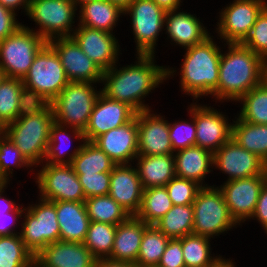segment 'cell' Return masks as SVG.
<instances>
[{"instance_id":"obj_56","label":"cell","mask_w":267,"mask_h":267,"mask_svg":"<svg viewBox=\"0 0 267 267\" xmlns=\"http://www.w3.org/2000/svg\"><path fill=\"white\" fill-rule=\"evenodd\" d=\"M125 10L133 0H108Z\"/></svg>"},{"instance_id":"obj_29","label":"cell","mask_w":267,"mask_h":267,"mask_svg":"<svg viewBox=\"0 0 267 267\" xmlns=\"http://www.w3.org/2000/svg\"><path fill=\"white\" fill-rule=\"evenodd\" d=\"M78 10L76 26H85L109 33L116 32L114 29L121 22L120 18L124 16V10L108 0H93L81 5Z\"/></svg>"},{"instance_id":"obj_11","label":"cell","mask_w":267,"mask_h":267,"mask_svg":"<svg viewBox=\"0 0 267 267\" xmlns=\"http://www.w3.org/2000/svg\"><path fill=\"white\" fill-rule=\"evenodd\" d=\"M42 166V167H41ZM39 167V171L38 168ZM35 183L38 196L47 201L85 202V194L71 164L36 166Z\"/></svg>"},{"instance_id":"obj_50","label":"cell","mask_w":267,"mask_h":267,"mask_svg":"<svg viewBox=\"0 0 267 267\" xmlns=\"http://www.w3.org/2000/svg\"><path fill=\"white\" fill-rule=\"evenodd\" d=\"M17 16L18 14L0 3V42L23 25L17 20Z\"/></svg>"},{"instance_id":"obj_44","label":"cell","mask_w":267,"mask_h":267,"mask_svg":"<svg viewBox=\"0 0 267 267\" xmlns=\"http://www.w3.org/2000/svg\"><path fill=\"white\" fill-rule=\"evenodd\" d=\"M188 115L190 116L189 120L179 119L169 122V138L174 152L195 146V121L191 114Z\"/></svg>"},{"instance_id":"obj_60","label":"cell","mask_w":267,"mask_h":267,"mask_svg":"<svg viewBox=\"0 0 267 267\" xmlns=\"http://www.w3.org/2000/svg\"><path fill=\"white\" fill-rule=\"evenodd\" d=\"M5 74L4 71L0 68V83L2 82V80L5 78Z\"/></svg>"},{"instance_id":"obj_53","label":"cell","mask_w":267,"mask_h":267,"mask_svg":"<svg viewBox=\"0 0 267 267\" xmlns=\"http://www.w3.org/2000/svg\"><path fill=\"white\" fill-rule=\"evenodd\" d=\"M95 267H136L135 264L112 260L110 258H99L96 261Z\"/></svg>"},{"instance_id":"obj_48","label":"cell","mask_w":267,"mask_h":267,"mask_svg":"<svg viewBox=\"0 0 267 267\" xmlns=\"http://www.w3.org/2000/svg\"><path fill=\"white\" fill-rule=\"evenodd\" d=\"M85 198L108 195L110 190V172L95 174H77Z\"/></svg>"},{"instance_id":"obj_12","label":"cell","mask_w":267,"mask_h":267,"mask_svg":"<svg viewBox=\"0 0 267 267\" xmlns=\"http://www.w3.org/2000/svg\"><path fill=\"white\" fill-rule=\"evenodd\" d=\"M22 82L52 102L70 81L58 54L47 42L35 56Z\"/></svg>"},{"instance_id":"obj_7","label":"cell","mask_w":267,"mask_h":267,"mask_svg":"<svg viewBox=\"0 0 267 267\" xmlns=\"http://www.w3.org/2000/svg\"><path fill=\"white\" fill-rule=\"evenodd\" d=\"M55 122L52 108L35 116L17 118L5 126L4 134L34 166L43 163L50 129Z\"/></svg>"},{"instance_id":"obj_57","label":"cell","mask_w":267,"mask_h":267,"mask_svg":"<svg viewBox=\"0 0 267 267\" xmlns=\"http://www.w3.org/2000/svg\"><path fill=\"white\" fill-rule=\"evenodd\" d=\"M77 8H79L81 5L91 2L93 0H72Z\"/></svg>"},{"instance_id":"obj_6","label":"cell","mask_w":267,"mask_h":267,"mask_svg":"<svg viewBox=\"0 0 267 267\" xmlns=\"http://www.w3.org/2000/svg\"><path fill=\"white\" fill-rule=\"evenodd\" d=\"M194 224L192 234L212 240L240 227L231 217L222 191L216 184L202 187L193 202Z\"/></svg>"},{"instance_id":"obj_5","label":"cell","mask_w":267,"mask_h":267,"mask_svg":"<svg viewBox=\"0 0 267 267\" xmlns=\"http://www.w3.org/2000/svg\"><path fill=\"white\" fill-rule=\"evenodd\" d=\"M26 16L36 25L35 28L23 25L49 42L72 36L77 28L74 24L78 20V8L72 0H30Z\"/></svg>"},{"instance_id":"obj_32","label":"cell","mask_w":267,"mask_h":267,"mask_svg":"<svg viewBox=\"0 0 267 267\" xmlns=\"http://www.w3.org/2000/svg\"><path fill=\"white\" fill-rule=\"evenodd\" d=\"M186 267H212L223 255L212 254L211 238L189 234L179 239Z\"/></svg>"},{"instance_id":"obj_30","label":"cell","mask_w":267,"mask_h":267,"mask_svg":"<svg viewBox=\"0 0 267 267\" xmlns=\"http://www.w3.org/2000/svg\"><path fill=\"white\" fill-rule=\"evenodd\" d=\"M134 162L144 189L165 186L175 177L174 154L138 155Z\"/></svg>"},{"instance_id":"obj_16","label":"cell","mask_w":267,"mask_h":267,"mask_svg":"<svg viewBox=\"0 0 267 267\" xmlns=\"http://www.w3.org/2000/svg\"><path fill=\"white\" fill-rule=\"evenodd\" d=\"M213 169L225 174V181L266 175L265 162L232 138L213 154Z\"/></svg>"},{"instance_id":"obj_28","label":"cell","mask_w":267,"mask_h":267,"mask_svg":"<svg viewBox=\"0 0 267 267\" xmlns=\"http://www.w3.org/2000/svg\"><path fill=\"white\" fill-rule=\"evenodd\" d=\"M55 207L60 240L83 243L90 224L85 202L56 201Z\"/></svg>"},{"instance_id":"obj_9","label":"cell","mask_w":267,"mask_h":267,"mask_svg":"<svg viewBox=\"0 0 267 267\" xmlns=\"http://www.w3.org/2000/svg\"><path fill=\"white\" fill-rule=\"evenodd\" d=\"M165 14L153 0H133L124 10V17L130 16L136 55H156L159 35L164 33Z\"/></svg>"},{"instance_id":"obj_25","label":"cell","mask_w":267,"mask_h":267,"mask_svg":"<svg viewBox=\"0 0 267 267\" xmlns=\"http://www.w3.org/2000/svg\"><path fill=\"white\" fill-rule=\"evenodd\" d=\"M175 176L197 182L202 187L206 184L208 174L214 172L213 153L199 146L187 147L174 152Z\"/></svg>"},{"instance_id":"obj_47","label":"cell","mask_w":267,"mask_h":267,"mask_svg":"<svg viewBox=\"0 0 267 267\" xmlns=\"http://www.w3.org/2000/svg\"><path fill=\"white\" fill-rule=\"evenodd\" d=\"M241 44L251 49L263 60L267 58V6L260 13L250 33Z\"/></svg>"},{"instance_id":"obj_46","label":"cell","mask_w":267,"mask_h":267,"mask_svg":"<svg viewBox=\"0 0 267 267\" xmlns=\"http://www.w3.org/2000/svg\"><path fill=\"white\" fill-rule=\"evenodd\" d=\"M51 107V102L39 92L22 87L18 103L17 118H25L45 113Z\"/></svg>"},{"instance_id":"obj_61","label":"cell","mask_w":267,"mask_h":267,"mask_svg":"<svg viewBox=\"0 0 267 267\" xmlns=\"http://www.w3.org/2000/svg\"><path fill=\"white\" fill-rule=\"evenodd\" d=\"M265 174H266V177H267V163H265Z\"/></svg>"},{"instance_id":"obj_42","label":"cell","mask_w":267,"mask_h":267,"mask_svg":"<svg viewBox=\"0 0 267 267\" xmlns=\"http://www.w3.org/2000/svg\"><path fill=\"white\" fill-rule=\"evenodd\" d=\"M22 79L5 77L0 83V121L6 126L17 119Z\"/></svg>"},{"instance_id":"obj_2","label":"cell","mask_w":267,"mask_h":267,"mask_svg":"<svg viewBox=\"0 0 267 267\" xmlns=\"http://www.w3.org/2000/svg\"><path fill=\"white\" fill-rule=\"evenodd\" d=\"M214 39L215 37L211 35L202 43L184 49L185 54L179 69L166 65V81L174 78L176 73L180 75V91L191 96L192 101H199L206 96L212 97L213 101V91L219 81L221 46L224 45L223 42L217 45ZM176 68L181 70L177 72Z\"/></svg>"},{"instance_id":"obj_38","label":"cell","mask_w":267,"mask_h":267,"mask_svg":"<svg viewBox=\"0 0 267 267\" xmlns=\"http://www.w3.org/2000/svg\"><path fill=\"white\" fill-rule=\"evenodd\" d=\"M169 240L155 225H148L142 236L136 267H157Z\"/></svg>"},{"instance_id":"obj_15","label":"cell","mask_w":267,"mask_h":267,"mask_svg":"<svg viewBox=\"0 0 267 267\" xmlns=\"http://www.w3.org/2000/svg\"><path fill=\"white\" fill-rule=\"evenodd\" d=\"M267 182L266 175H257L231 181H224L218 188L222 191L229 213L241 227L250 221L263 185Z\"/></svg>"},{"instance_id":"obj_10","label":"cell","mask_w":267,"mask_h":267,"mask_svg":"<svg viewBox=\"0 0 267 267\" xmlns=\"http://www.w3.org/2000/svg\"><path fill=\"white\" fill-rule=\"evenodd\" d=\"M47 42L33 30L20 26L0 42V68L6 77L23 79L37 53Z\"/></svg>"},{"instance_id":"obj_39","label":"cell","mask_w":267,"mask_h":267,"mask_svg":"<svg viewBox=\"0 0 267 267\" xmlns=\"http://www.w3.org/2000/svg\"><path fill=\"white\" fill-rule=\"evenodd\" d=\"M0 267H35V256L19 234L0 236Z\"/></svg>"},{"instance_id":"obj_40","label":"cell","mask_w":267,"mask_h":267,"mask_svg":"<svg viewBox=\"0 0 267 267\" xmlns=\"http://www.w3.org/2000/svg\"><path fill=\"white\" fill-rule=\"evenodd\" d=\"M117 225L90 221L83 244L97 258H108L114 244Z\"/></svg>"},{"instance_id":"obj_49","label":"cell","mask_w":267,"mask_h":267,"mask_svg":"<svg viewBox=\"0 0 267 267\" xmlns=\"http://www.w3.org/2000/svg\"><path fill=\"white\" fill-rule=\"evenodd\" d=\"M157 267H186L179 239L169 240Z\"/></svg>"},{"instance_id":"obj_26","label":"cell","mask_w":267,"mask_h":267,"mask_svg":"<svg viewBox=\"0 0 267 267\" xmlns=\"http://www.w3.org/2000/svg\"><path fill=\"white\" fill-rule=\"evenodd\" d=\"M73 139H76L74 141L79 143L78 146H72L71 148L74 142L72 141ZM84 142L85 138L82 131L54 122L50 129L49 142L47 144L43 163L51 165L71 164ZM68 143L69 146H67ZM68 147L71 148V151Z\"/></svg>"},{"instance_id":"obj_23","label":"cell","mask_w":267,"mask_h":267,"mask_svg":"<svg viewBox=\"0 0 267 267\" xmlns=\"http://www.w3.org/2000/svg\"><path fill=\"white\" fill-rule=\"evenodd\" d=\"M143 191L144 188L134 164H119L110 172L109 195L129 215H136L139 212Z\"/></svg>"},{"instance_id":"obj_34","label":"cell","mask_w":267,"mask_h":267,"mask_svg":"<svg viewBox=\"0 0 267 267\" xmlns=\"http://www.w3.org/2000/svg\"><path fill=\"white\" fill-rule=\"evenodd\" d=\"M193 224V204H188L173 205L154 225L170 239H180L192 234Z\"/></svg>"},{"instance_id":"obj_37","label":"cell","mask_w":267,"mask_h":267,"mask_svg":"<svg viewBox=\"0 0 267 267\" xmlns=\"http://www.w3.org/2000/svg\"><path fill=\"white\" fill-rule=\"evenodd\" d=\"M85 206L90 221L118 225L130 216L109 194L87 198Z\"/></svg>"},{"instance_id":"obj_54","label":"cell","mask_w":267,"mask_h":267,"mask_svg":"<svg viewBox=\"0 0 267 267\" xmlns=\"http://www.w3.org/2000/svg\"><path fill=\"white\" fill-rule=\"evenodd\" d=\"M165 12L178 10L181 8L184 0H153Z\"/></svg>"},{"instance_id":"obj_3","label":"cell","mask_w":267,"mask_h":267,"mask_svg":"<svg viewBox=\"0 0 267 267\" xmlns=\"http://www.w3.org/2000/svg\"><path fill=\"white\" fill-rule=\"evenodd\" d=\"M224 46V47H223ZM222 48L219 63V81L213 91L218 104L237 102L264 80V60L241 43H227Z\"/></svg>"},{"instance_id":"obj_18","label":"cell","mask_w":267,"mask_h":267,"mask_svg":"<svg viewBox=\"0 0 267 267\" xmlns=\"http://www.w3.org/2000/svg\"><path fill=\"white\" fill-rule=\"evenodd\" d=\"M58 54L70 82H102L103 71L79 47L72 37L55 38L48 42Z\"/></svg>"},{"instance_id":"obj_59","label":"cell","mask_w":267,"mask_h":267,"mask_svg":"<svg viewBox=\"0 0 267 267\" xmlns=\"http://www.w3.org/2000/svg\"><path fill=\"white\" fill-rule=\"evenodd\" d=\"M5 132V126L0 121V136L3 135Z\"/></svg>"},{"instance_id":"obj_1","label":"cell","mask_w":267,"mask_h":267,"mask_svg":"<svg viewBox=\"0 0 267 267\" xmlns=\"http://www.w3.org/2000/svg\"><path fill=\"white\" fill-rule=\"evenodd\" d=\"M136 61L120 66V62L103 71L101 92L108 98L131 106L136 112L152 109L146 104L156 88L166 82V66L156 64V55L135 54ZM120 66V67H119ZM104 85V86H103ZM145 98V99H144ZM144 99V100H143Z\"/></svg>"},{"instance_id":"obj_55","label":"cell","mask_w":267,"mask_h":267,"mask_svg":"<svg viewBox=\"0 0 267 267\" xmlns=\"http://www.w3.org/2000/svg\"><path fill=\"white\" fill-rule=\"evenodd\" d=\"M235 264V261L231 258L226 259V257H223L212 267H237Z\"/></svg>"},{"instance_id":"obj_21","label":"cell","mask_w":267,"mask_h":267,"mask_svg":"<svg viewBox=\"0 0 267 267\" xmlns=\"http://www.w3.org/2000/svg\"><path fill=\"white\" fill-rule=\"evenodd\" d=\"M200 16L186 12L183 8L166 12L164 31L167 40L174 47L186 49L200 44L211 36L210 31L202 23Z\"/></svg>"},{"instance_id":"obj_41","label":"cell","mask_w":267,"mask_h":267,"mask_svg":"<svg viewBox=\"0 0 267 267\" xmlns=\"http://www.w3.org/2000/svg\"><path fill=\"white\" fill-rule=\"evenodd\" d=\"M26 170L34 172L35 168L13 144V142L5 135L0 136V180L5 183H12L14 177V169L20 171ZM20 169V170H19Z\"/></svg>"},{"instance_id":"obj_20","label":"cell","mask_w":267,"mask_h":267,"mask_svg":"<svg viewBox=\"0 0 267 267\" xmlns=\"http://www.w3.org/2000/svg\"><path fill=\"white\" fill-rule=\"evenodd\" d=\"M136 111L126 103L106 97L102 92L93 107L85 129V141L93 142L98 136L130 122Z\"/></svg>"},{"instance_id":"obj_58","label":"cell","mask_w":267,"mask_h":267,"mask_svg":"<svg viewBox=\"0 0 267 267\" xmlns=\"http://www.w3.org/2000/svg\"><path fill=\"white\" fill-rule=\"evenodd\" d=\"M264 81L267 83V58L264 59Z\"/></svg>"},{"instance_id":"obj_24","label":"cell","mask_w":267,"mask_h":267,"mask_svg":"<svg viewBox=\"0 0 267 267\" xmlns=\"http://www.w3.org/2000/svg\"><path fill=\"white\" fill-rule=\"evenodd\" d=\"M97 258L83 243L56 241L35 256V267H95Z\"/></svg>"},{"instance_id":"obj_8","label":"cell","mask_w":267,"mask_h":267,"mask_svg":"<svg viewBox=\"0 0 267 267\" xmlns=\"http://www.w3.org/2000/svg\"><path fill=\"white\" fill-rule=\"evenodd\" d=\"M37 200L36 203L31 202L25 207L19 233L25 246L34 256L47 245L60 240L55 201L39 197Z\"/></svg>"},{"instance_id":"obj_33","label":"cell","mask_w":267,"mask_h":267,"mask_svg":"<svg viewBox=\"0 0 267 267\" xmlns=\"http://www.w3.org/2000/svg\"><path fill=\"white\" fill-rule=\"evenodd\" d=\"M76 174L111 172L116 163L95 143L85 141L71 163Z\"/></svg>"},{"instance_id":"obj_51","label":"cell","mask_w":267,"mask_h":267,"mask_svg":"<svg viewBox=\"0 0 267 267\" xmlns=\"http://www.w3.org/2000/svg\"><path fill=\"white\" fill-rule=\"evenodd\" d=\"M251 220H256L267 234V182L261 188Z\"/></svg>"},{"instance_id":"obj_35","label":"cell","mask_w":267,"mask_h":267,"mask_svg":"<svg viewBox=\"0 0 267 267\" xmlns=\"http://www.w3.org/2000/svg\"><path fill=\"white\" fill-rule=\"evenodd\" d=\"M236 103H240L236 116L253 124L267 125V83L263 80Z\"/></svg>"},{"instance_id":"obj_43","label":"cell","mask_w":267,"mask_h":267,"mask_svg":"<svg viewBox=\"0 0 267 267\" xmlns=\"http://www.w3.org/2000/svg\"><path fill=\"white\" fill-rule=\"evenodd\" d=\"M8 184L10 185V183H0V236L20 233L19 226L25 209L24 204H16L15 200L9 196L7 198L5 190L8 188Z\"/></svg>"},{"instance_id":"obj_31","label":"cell","mask_w":267,"mask_h":267,"mask_svg":"<svg viewBox=\"0 0 267 267\" xmlns=\"http://www.w3.org/2000/svg\"><path fill=\"white\" fill-rule=\"evenodd\" d=\"M233 117L231 138L267 163V125L248 123L236 115Z\"/></svg>"},{"instance_id":"obj_17","label":"cell","mask_w":267,"mask_h":267,"mask_svg":"<svg viewBox=\"0 0 267 267\" xmlns=\"http://www.w3.org/2000/svg\"><path fill=\"white\" fill-rule=\"evenodd\" d=\"M115 36V33L77 26L71 37L102 71H106L116 65L122 55L120 41Z\"/></svg>"},{"instance_id":"obj_36","label":"cell","mask_w":267,"mask_h":267,"mask_svg":"<svg viewBox=\"0 0 267 267\" xmlns=\"http://www.w3.org/2000/svg\"><path fill=\"white\" fill-rule=\"evenodd\" d=\"M173 203L165 186L144 189L141 207L136 216L148 225H154L171 208Z\"/></svg>"},{"instance_id":"obj_45","label":"cell","mask_w":267,"mask_h":267,"mask_svg":"<svg viewBox=\"0 0 267 267\" xmlns=\"http://www.w3.org/2000/svg\"><path fill=\"white\" fill-rule=\"evenodd\" d=\"M173 205L193 204L198 191L202 188L197 182L174 177L165 185Z\"/></svg>"},{"instance_id":"obj_22","label":"cell","mask_w":267,"mask_h":267,"mask_svg":"<svg viewBox=\"0 0 267 267\" xmlns=\"http://www.w3.org/2000/svg\"><path fill=\"white\" fill-rule=\"evenodd\" d=\"M95 143L115 163L133 164L138 156V125L136 116L128 123L98 136Z\"/></svg>"},{"instance_id":"obj_4","label":"cell","mask_w":267,"mask_h":267,"mask_svg":"<svg viewBox=\"0 0 267 267\" xmlns=\"http://www.w3.org/2000/svg\"><path fill=\"white\" fill-rule=\"evenodd\" d=\"M97 85L90 82H69L51 102L55 122L84 132L101 93V85L99 90Z\"/></svg>"},{"instance_id":"obj_19","label":"cell","mask_w":267,"mask_h":267,"mask_svg":"<svg viewBox=\"0 0 267 267\" xmlns=\"http://www.w3.org/2000/svg\"><path fill=\"white\" fill-rule=\"evenodd\" d=\"M165 117L152 109L137 112L138 155L174 154Z\"/></svg>"},{"instance_id":"obj_27","label":"cell","mask_w":267,"mask_h":267,"mask_svg":"<svg viewBox=\"0 0 267 267\" xmlns=\"http://www.w3.org/2000/svg\"><path fill=\"white\" fill-rule=\"evenodd\" d=\"M147 226L148 224L136 215H130L125 221L119 223L111 255L108 258L136 265L142 236Z\"/></svg>"},{"instance_id":"obj_52","label":"cell","mask_w":267,"mask_h":267,"mask_svg":"<svg viewBox=\"0 0 267 267\" xmlns=\"http://www.w3.org/2000/svg\"><path fill=\"white\" fill-rule=\"evenodd\" d=\"M0 3L5 8L14 11L16 14L17 12L19 13L20 9H22L23 11L21 10V13L24 12L23 14L26 15L30 0H0Z\"/></svg>"},{"instance_id":"obj_14","label":"cell","mask_w":267,"mask_h":267,"mask_svg":"<svg viewBox=\"0 0 267 267\" xmlns=\"http://www.w3.org/2000/svg\"><path fill=\"white\" fill-rule=\"evenodd\" d=\"M198 102L192 101L187 106L188 114H191L195 121V145L214 154L231 138L232 122L229 116L225 115L226 112H220L221 109Z\"/></svg>"},{"instance_id":"obj_13","label":"cell","mask_w":267,"mask_h":267,"mask_svg":"<svg viewBox=\"0 0 267 267\" xmlns=\"http://www.w3.org/2000/svg\"><path fill=\"white\" fill-rule=\"evenodd\" d=\"M225 6L218 12V21L214 29L217 33L216 37L224 44L242 43L267 6V1L233 0Z\"/></svg>"}]
</instances>
